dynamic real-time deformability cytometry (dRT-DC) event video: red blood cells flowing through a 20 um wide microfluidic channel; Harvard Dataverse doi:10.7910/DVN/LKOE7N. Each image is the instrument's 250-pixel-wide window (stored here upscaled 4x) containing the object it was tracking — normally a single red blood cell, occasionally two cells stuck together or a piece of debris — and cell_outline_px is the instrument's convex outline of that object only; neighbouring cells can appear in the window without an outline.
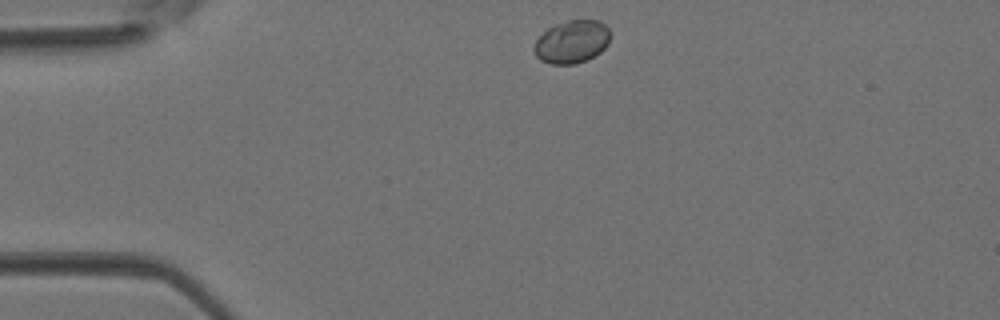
{"species": "Egyptian fruit bat (a non-hibernating species)", "species_latin": "Rousettus aegyptiacus", "temperature_condition": "room temperature", "stored_images_in_passage": 35, "camera_frame_rate_fps": 3000, "um_per_image_px": 0.085, "animal": {"sex": "female"}, "frame": {"image": 1, "passage_image": 1, "time_ms": 0.0, "image_size_px": [1000, 320], "cell_outline_px": [[608, 44], [600, 52], [588, 60], [576, 64], [552, 64], [540, 60], [536, 56], [532, 48], [536, 40], [548, 28], [556, 24], [568, 20], [600, 20], [608, 28]], "centroid_in_image_um": [48.59, 3.56], "position_along_channel_um": 36.4, "area_um2": 19.02}}
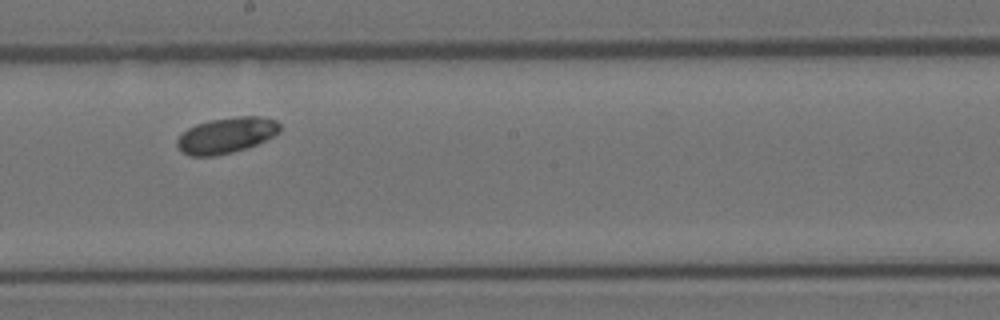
{"frame": {"image": 2, "passage_image": 16, "time_ms": 5.0, "image_size_px": [1000, 320], "cell_outline_px": [[280, 132], [276, 136], [256, 144], [232, 152], [216, 156], [188, 156], [180, 152], [176, 144], [176, 140], [188, 128], [196, 124], [212, 120], [240, 116], [260, 116], [276, 120], [280, 124]], "centroid_in_image_um": [19.24, 11.51], "position_along_channel_um": 229.0, "area_um2": 21.5}}
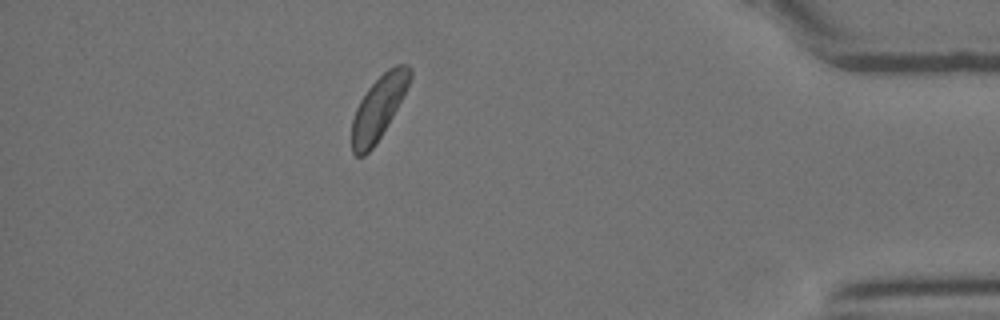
{"frame": {"image": 3, "passage_image": 30, "time_ms": 9.667, "image_size_px": [1000, 320], "cell_outline_px": [[412, 76], [392, 116], [376, 144], [364, 156], [356, 156], [352, 152], [352, 120], [356, 108], [360, 100], [368, 88], [388, 68], [396, 64], [408, 64], [412, 68]], "centroid_in_image_um": [32.16, 9.14], "position_along_channel_um": 403.0, "area_um2": 21.1}}